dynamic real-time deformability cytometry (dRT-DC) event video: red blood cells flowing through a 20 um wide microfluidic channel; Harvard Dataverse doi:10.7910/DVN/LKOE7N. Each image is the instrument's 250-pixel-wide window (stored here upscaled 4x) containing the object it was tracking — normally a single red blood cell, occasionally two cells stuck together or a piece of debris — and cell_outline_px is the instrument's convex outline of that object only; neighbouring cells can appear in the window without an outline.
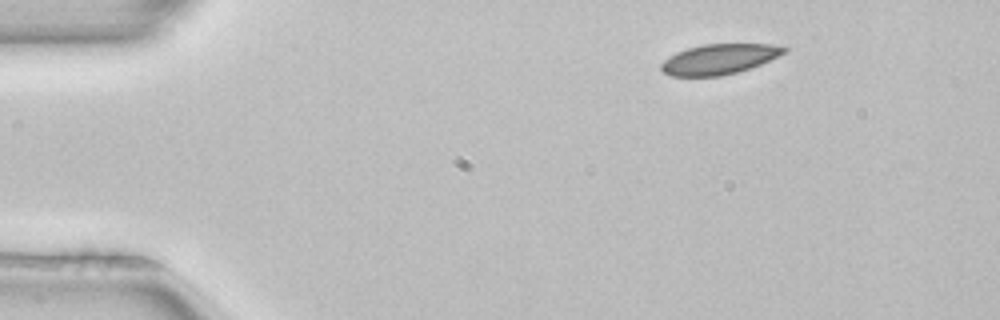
{"species": "common noctule bat (a hibernating species)", "species_latin": "Nyctalus noctula", "temperature_condition": "room temperature", "stored_images_in_passage": 2, "camera_frame_rate_fps": 3000, "um_per_image_px": 0.085, "animal": {"sex": "female", "body_mass_g": 22.7, "forearm_length_mm": 54.2}, "frame": {"image": 1, "passage_image": 1, "time_ms": 0.0, "image_size_px": [1000, 320], "cell_outline_px": [[788, 52], [760, 64], [736, 72], [720, 76], [672, 76], [664, 72], [660, 68], [660, 64], [668, 56], [676, 52], [688, 48], [704, 44], [772, 44], [788, 48]], "centroid_in_image_um": [61.12, 5.02], "position_along_channel_um": 23.9, "area_um2": 21.56}}